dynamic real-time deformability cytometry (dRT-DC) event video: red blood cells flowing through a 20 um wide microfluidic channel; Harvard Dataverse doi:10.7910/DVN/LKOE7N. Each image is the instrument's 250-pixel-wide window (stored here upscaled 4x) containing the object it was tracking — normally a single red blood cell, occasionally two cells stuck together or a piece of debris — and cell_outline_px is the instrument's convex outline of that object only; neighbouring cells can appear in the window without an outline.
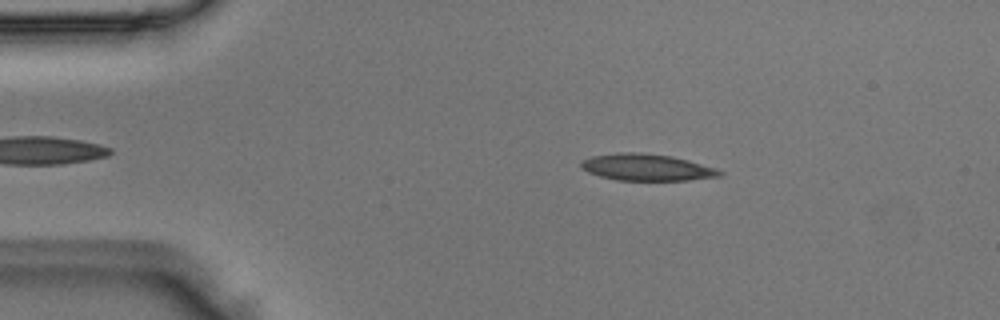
{"species": "Egyptian fruit bat (a non-hibernating species)", "species_latin": "Rousettus aegyptiacus", "temperature_condition": "room temperature", "stored_images_in_passage": 43, "camera_frame_rate_fps": 3000, "um_per_image_px": 0.085, "animal": {"sex": "male"}, "frame": {"image": 1, "passage_image": 9, "time_ms": 2.667, "image_size_px": [1000, 320], "cell_outline_px": [[724, 172], [720, 176], [688, 180], [616, 180], [600, 176], [588, 172], [580, 168], [580, 160], [592, 156], [616, 152], [640, 152], [672, 156], [688, 160], [716, 168]], "centroid_in_image_um": [54.93, 14.21], "position_along_channel_um": 30.1, "area_um2": 21.68}}
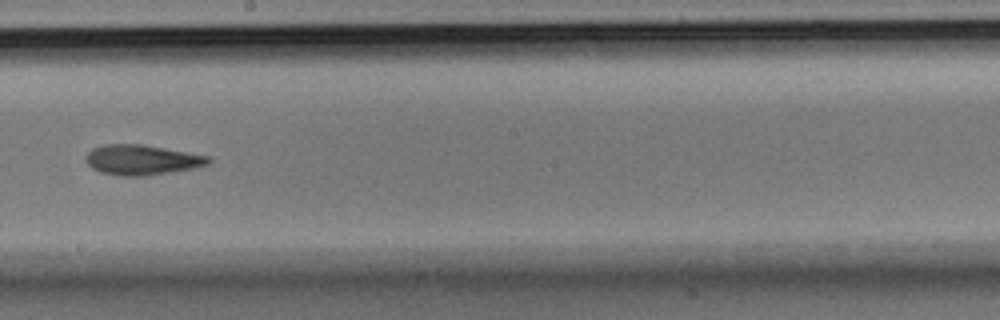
{"frame": {"image": 2, "passage_image": 28, "time_ms": 9.0, "image_size_px": [1000, 320], "cell_outline_px": [[212, 164], [196, 168], [144, 176], [116, 176], [100, 172], [92, 168], [88, 164], [84, 156], [92, 148], [104, 144], [140, 144], [212, 156]], "centroid_in_image_um": [12.09, 13.59], "position_along_channel_um": 236.1, "area_um2": 21.85}}
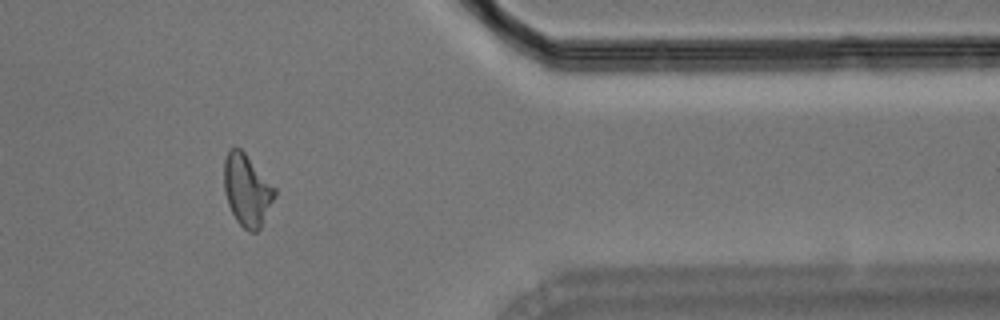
{"frame": {"image": 3, "passage_image": 41, "time_ms": 13.333, "image_size_px": [1000, 320], "cell_outline_px": [[276, 196], [260, 228], [256, 232], [248, 232], [236, 220], [228, 204], [224, 188], [224, 160], [228, 148], [240, 148], [244, 152], [276, 188]], "centroid_in_image_um": [20.99, 16.16], "position_along_channel_um": 390.4, "area_um2": 21.15}}